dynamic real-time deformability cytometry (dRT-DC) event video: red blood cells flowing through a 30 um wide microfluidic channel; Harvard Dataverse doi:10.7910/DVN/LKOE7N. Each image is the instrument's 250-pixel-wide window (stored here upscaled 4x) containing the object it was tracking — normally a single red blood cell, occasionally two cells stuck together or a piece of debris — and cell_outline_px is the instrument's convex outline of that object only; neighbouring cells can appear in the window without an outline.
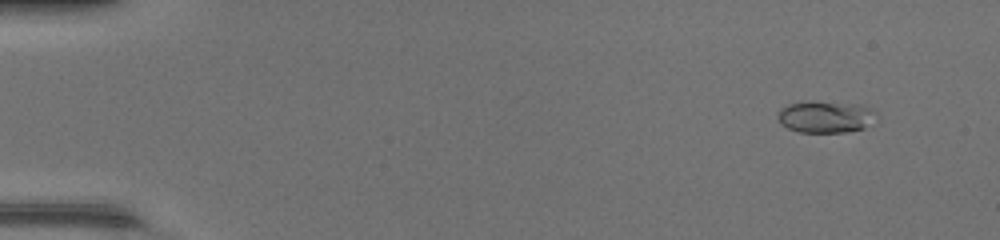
{"species": "common noctule bat (a hibernating species)", "species_latin": "Nyctalus noctula", "temperature_condition": "warm", "stored_images_in_passage": 49, "camera_frame_rate_fps": 3000, "um_per_image_px": 0.085, "animal": {"sex": "female", "body_mass_g": 17.0, "forearm_length_mm": 48.0}, "frame": {"image": 1, "passage_image": 5, "time_ms": 1.333, "image_size_px": [1000, 240], "cell_outline_px": [[876, 112], [864, 128], [844, 132], [800, 132], [788, 128], [780, 124], [776, 116], [776, 112], [780, 108], [788, 104], [808, 100], [860, 104]], "centroid_in_image_um": [70.05, 9.9], "position_along_channel_um": 14.9, "area_um2": 18.32}}
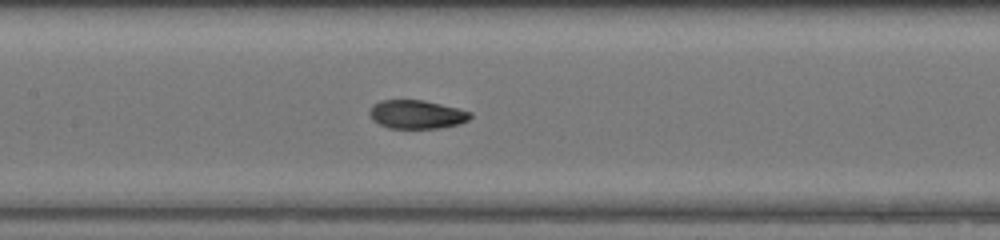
{"frame": {"image": 2, "passage_image": 25, "time_ms": 8.0, "image_size_px": [1000, 240], "cell_outline_px": [[472, 116], [468, 120], [460, 124], [440, 128], [388, 128], [372, 120], [368, 112], [372, 104], [380, 100], [424, 100], [460, 108], [472, 112]], "centroid_in_image_um": [35.43, 9.72], "position_along_channel_um": 172.0, "area_um2": 17.05}}
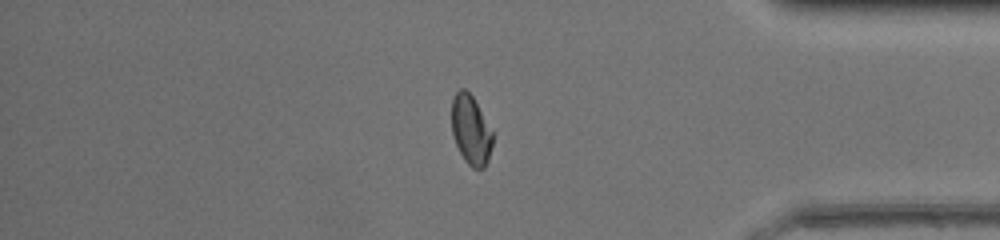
{"frame": {"image": 3, "passage_image": 42, "time_ms": 13.667, "image_size_px": [1000, 240], "cell_outline_px": [[492, 144], [488, 160], [484, 168], [472, 168], [464, 160], [456, 144], [452, 132], [452, 100], [456, 92], [460, 88], [464, 88], [472, 96], [492, 132]], "centroid_in_image_um": [40.0, 11.06], "position_along_channel_um": 395.2, "area_um2": 16.24}, "authors_computed_cell_mechanics": {"area_um2": 17.34, "velocity_mm_per_s": 4.3474, "shape_relaxation_time_tau1_ms": 6.6562, "shape_relaxation_time_tau2_ms": 1.0501, "deformation_change_tau1": 0.2105, "deformation_change_tau2": 0.047}}